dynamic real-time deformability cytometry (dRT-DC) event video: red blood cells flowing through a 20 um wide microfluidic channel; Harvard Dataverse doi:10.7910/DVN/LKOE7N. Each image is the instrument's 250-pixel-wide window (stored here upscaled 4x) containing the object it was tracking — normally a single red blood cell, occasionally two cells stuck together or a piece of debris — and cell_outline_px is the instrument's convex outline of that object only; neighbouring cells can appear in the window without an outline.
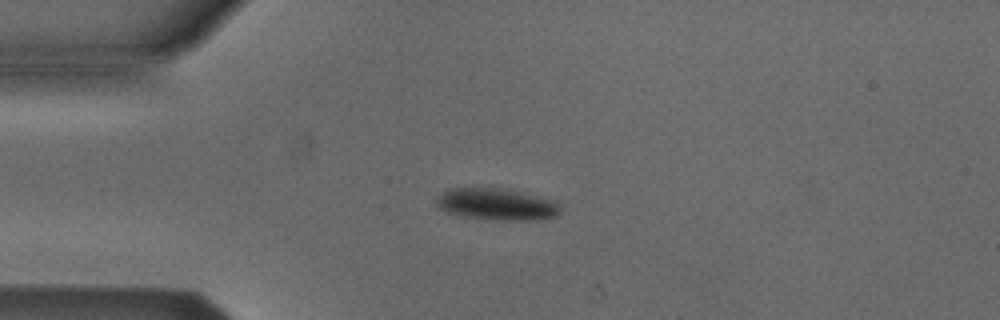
{"species": "Egyptian fruit bat (a non-hibernating species)", "species_latin": "Rousettus aegyptiacus", "temperature_condition": "cold", "stored_images_in_passage": 7, "camera_frame_rate_fps": 3000, "um_per_image_px": 0.085, "animal": {"sex": "male"}, "frame": {"image": 1, "passage_image": 2, "time_ms": 2.333, "image_size_px": [1000, 320], "cell_outline_px": [[560, 212], [556, 216], [540, 220], [496, 220], [460, 216], [444, 212], [436, 204], [436, 196], [452, 188], [500, 188], [556, 200], [560, 204]], "centroid_in_image_um": [42.22, 17.38], "position_along_channel_um": 42.8, "area_um2": 23.06}}
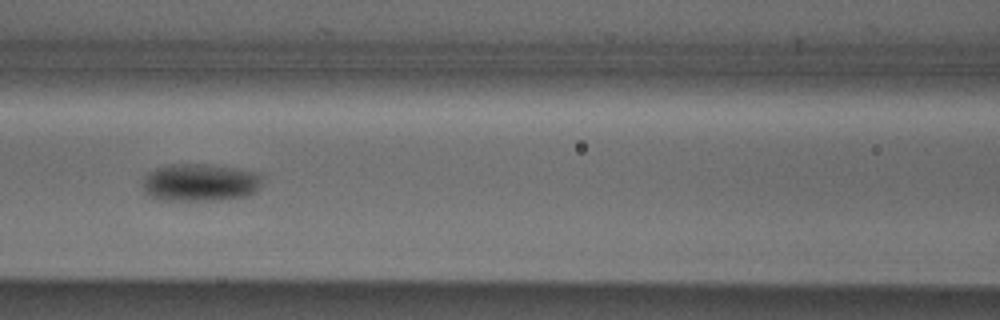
{"frame": {"image": 2, "passage_image": 5, "time_ms": 5.667, "image_size_px": [1000, 320], "cell_outline_px": [[260, 184], [256, 192], [248, 196], [220, 200], [160, 200], [148, 196], [144, 192], [140, 184], [144, 176], [148, 172], [156, 168], [168, 164], [208, 164], [236, 168], [260, 172]], "centroid_in_image_um": [16.96, 15.51], "position_along_channel_um": 149.6, "area_um2": 26.7}}
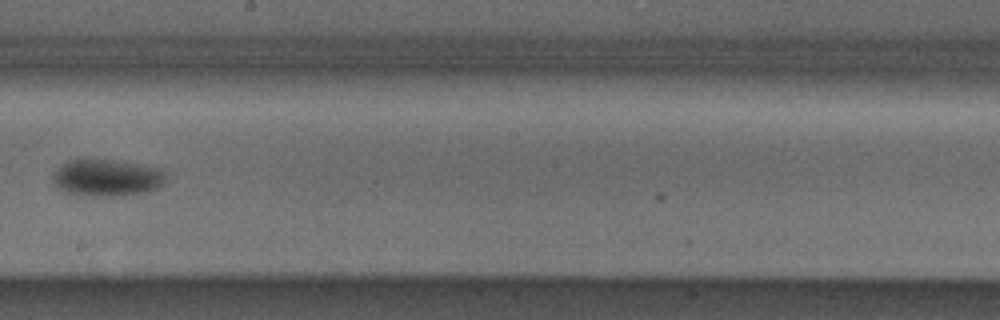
{"frame": {"image": 3, "passage_image": 7, "time_ms": 8.0, "image_size_px": [1000, 320], "cell_outline_px": [[168, 176], [156, 188], [148, 192], [120, 196], [80, 196], [64, 192], [56, 188], [52, 180], [52, 176], [64, 164], [72, 160], [92, 156], [164, 168]], "centroid_in_image_um": [9.09, 15.09], "position_along_channel_um": 239.1, "area_um2": 25.2}}